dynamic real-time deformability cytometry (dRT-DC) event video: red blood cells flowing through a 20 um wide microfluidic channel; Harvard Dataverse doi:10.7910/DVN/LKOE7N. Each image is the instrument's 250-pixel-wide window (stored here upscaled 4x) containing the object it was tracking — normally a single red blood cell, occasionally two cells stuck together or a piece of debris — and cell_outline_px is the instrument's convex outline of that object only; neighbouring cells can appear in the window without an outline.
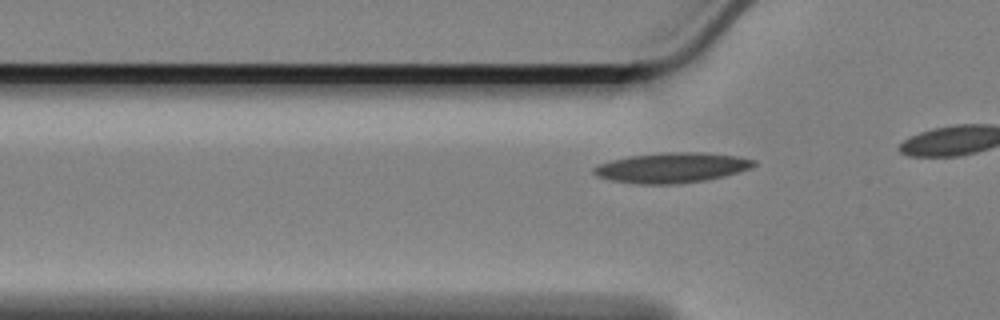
{"species": "Egyptian fruit bat (a non-hibernating species)", "species_latin": "Rousettus aegyptiacus", "temperature_condition": "cold", "stored_images_in_passage": 21, "camera_frame_rate_fps": 3000, "um_per_image_px": 0.085, "animal": {"sex": "female"}, "frame": {"image": 1, "passage_image": 15, "time_ms": 4.667, "image_size_px": [1000, 320], "cell_outline_px": [[756, 164], [748, 168], [724, 176], [704, 180], [680, 184], [636, 184], [612, 180], [596, 176], [592, 172], [592, 168], [600, 164], [612, 160], [628, 156], [660, 152], [704, 152], [740, 156], [756, 160]], "centroid_in_image_um": [57.08, 14.24], "position_along_channel_um": 68.7, "area_um2": 28.21}}
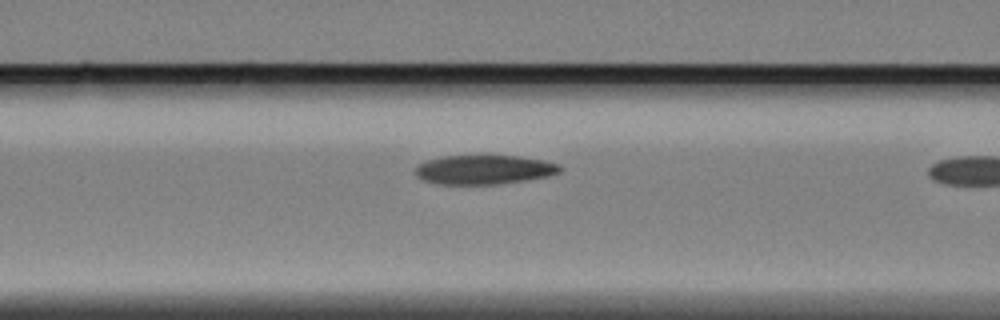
{"frame": {"image": 2, "passage_image": 20, "time_ms": 6.333, "image_size_px": [1000, 320], "cell_outline_px": [[564, 168], [560, 172], [548, 176], [524, 180], [496, 184], [440, 184], [424, 180], [416, 176], [416, 164], [424, 160], [444, 156], [520, 156], [544, 160], [560, 164]], "centroid_in_image_um": [41.15, 14.41], "position_along_channel_um": 125.4, "area_um2": 24.68}}